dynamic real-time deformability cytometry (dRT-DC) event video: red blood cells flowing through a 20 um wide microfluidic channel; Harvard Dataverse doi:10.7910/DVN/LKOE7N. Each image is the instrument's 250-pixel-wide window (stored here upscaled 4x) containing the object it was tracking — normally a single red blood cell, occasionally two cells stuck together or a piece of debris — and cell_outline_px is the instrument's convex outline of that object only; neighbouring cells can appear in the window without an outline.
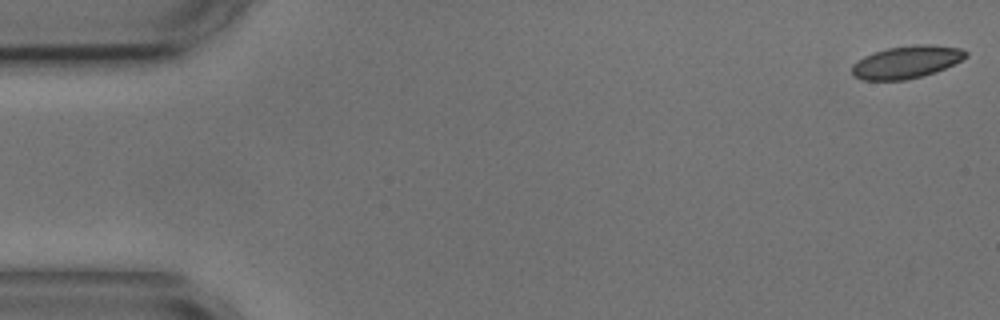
{"species": "common noctule bat (a hibernating species)", "species_latin": "Nyctalus noctula", "temperature_condition": "cold", "stored_images_in_passage": 55, "camera_frame_rate_fps": 3000, "um_per_image_px": 0.085, "animal": {"sex": "male", "body_mass_g": 17.9, "forearm_length_mm": 54.2}, "frame": {"image": 1, "passage_image": 1, "time_ms": 0.0, "image_size_px": [1000, 320], "cell_outline_px": [[968, 56], [936, 72], [904, 80], [864, 80], [852, 76], [852, 64], [864, 56], [888, 48], [916, 44], [932, 44], [960, 48], [968, 52]], "centroid_in_image_um": [77.04, 5.27], "position_along_channel_um": 8.0, "area_um2": 21.44}}
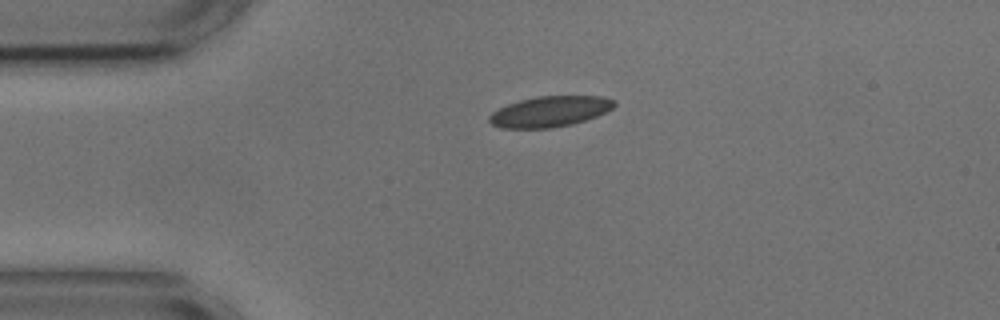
{"frame": {"image": 2, "passage_image": 12, "time_ms": 3.667, "image_size_px": [1000, 320], "cell_outline_px": [[616, 104], [612, 108], [596, 116], [572, 124], [552, 128], [504, 128], [492, 124], [488, 120], [488, 116], [492, 112], [508, 104], [520, 100], [536, 96], [604, 96], [616, 100]], "centroid_in_image_um": [46.74, 9.47], "position_along_channel_um": 38.3, "area_um2": 22.25}}
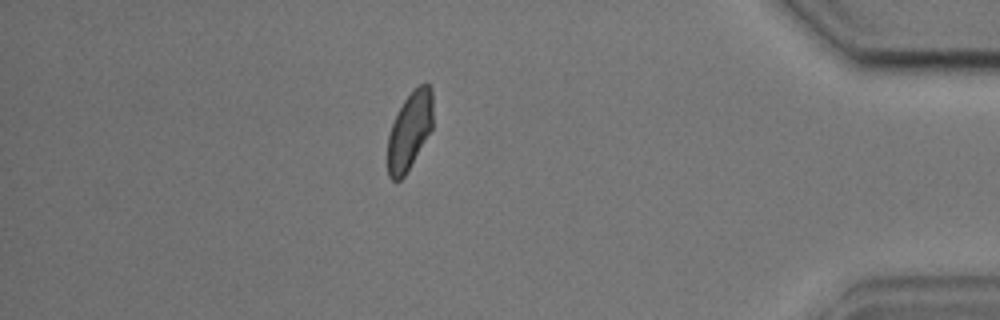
{"frame": {"image": 3, "passage_image": 48, "time_ms": 15.667, "image_size_px": [1000, 320], "cell_outline_px": [[432, 128], [404, 176], [400, 180], [392, 180], [388, 176], [388, 136], [392, 124], [404, 100], [420, 84], [428, 84], [432, 88]], "centroid_in_image_um": [34.81, 11.12], "position_along_channel_um": 400.4, "area_um2": 20.0}, "authors_computed_cell_mechanics": {"area_um2": 22.1952, "velocity_mm_per_s": 3.5726, "shape_relaxation_time_tau1_ms": 4.5537, "shape_relaxation_time_tau2_ms": 1.4455, "deformation_change_tau1": 0.0764, "deformation_change_tau2": 0.054}}